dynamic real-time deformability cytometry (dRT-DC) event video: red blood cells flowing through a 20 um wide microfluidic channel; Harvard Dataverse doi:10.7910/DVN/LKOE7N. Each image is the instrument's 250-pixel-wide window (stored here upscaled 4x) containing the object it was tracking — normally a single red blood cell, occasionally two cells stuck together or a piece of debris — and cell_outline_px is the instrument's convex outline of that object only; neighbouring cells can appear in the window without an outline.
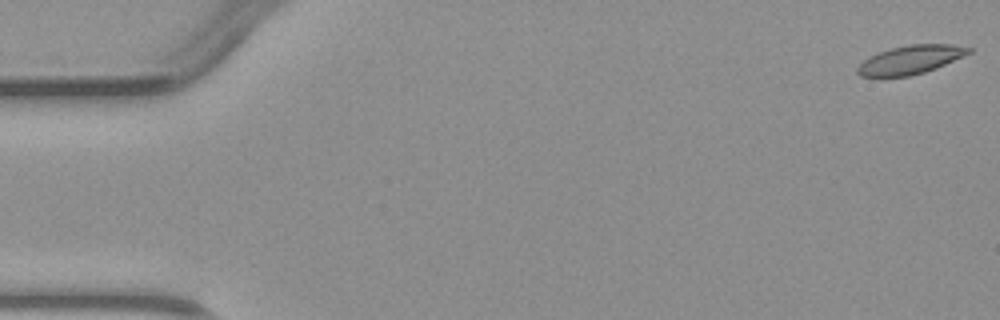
{"species": "common noctule bat (a hibernating species)", "species_latin": "Nyctalus noctula", "temperature_condition": "warm", "stored_images_in_passage": 5, "camera_frame_rate_fps": 3000, "um_per_image_px": 0.085, "animal": {"sex": "male", "body_mass_g": 23.1, "forearm_length_mm": 52.7}, "frame": {"image": 1, "passage_image": 1, "time_ms": 0.0, "image_size_px": [1000, 320], "cell_outline_px": [[972, 52], [936, 68], [924, 72], [908, 76], [860, 76], [856, 72], [856, 68], [864, 60], [880, 52], [892, 48], [908, 44], [952, 44], [972, 48]], "centroid_in_image_um": [77.41, 5.07], "position_along_channel_um": 7.6, "area_um2": 18.26}}
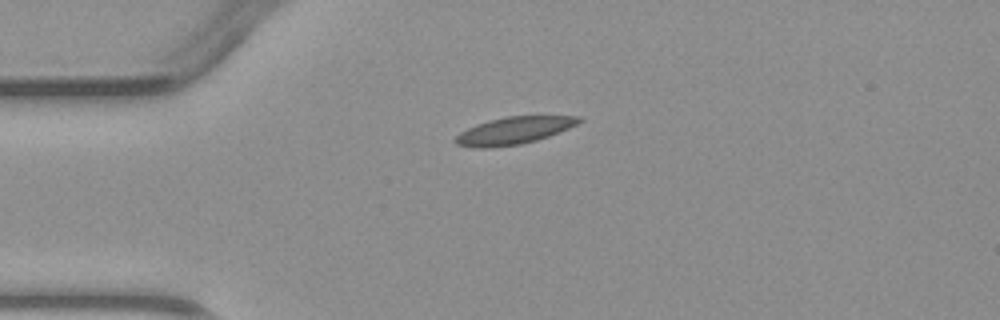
{"frame": {"image": 2, "passage_image": 4, "time_ms": 3.667, "image_size_px": [1000, 320], "cell_outline_px": [[584, 120], [568, 128], [548, 136], [536, 140], [520, 144], [488, 148], [476, 148], [456, 144], [452, 140], [460, 132], [476, 124], [488, 120], [504, 116], [580, 116]], "centroid_in_image_um": [43.64, 11.09], "position_along_channel_um": 41.4, "area_um2": 19.59}}